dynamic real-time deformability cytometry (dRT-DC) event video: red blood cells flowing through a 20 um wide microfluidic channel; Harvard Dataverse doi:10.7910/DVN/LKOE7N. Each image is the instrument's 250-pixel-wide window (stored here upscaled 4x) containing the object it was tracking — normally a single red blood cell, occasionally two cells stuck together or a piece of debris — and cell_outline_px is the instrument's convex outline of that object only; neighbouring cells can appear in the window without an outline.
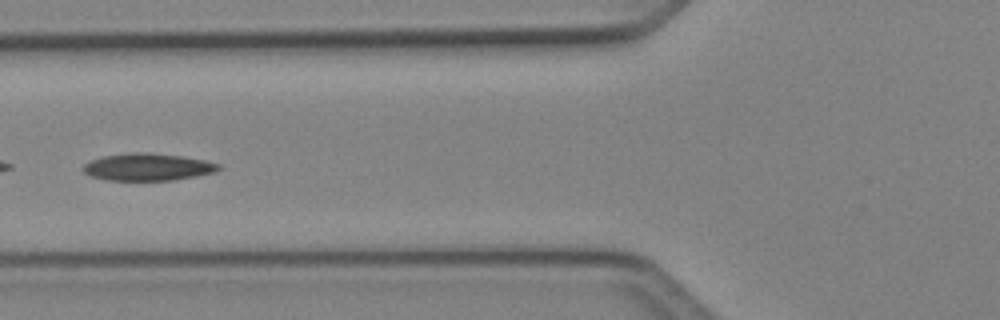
{"species": "Egyptian fruit bat (a non-hibernating species)", "species_latin": "Rousettus aegyptiacus", "temperature_condition": "cold", "stored_images_in_passage": 5, "camera_frame_rate_fps": 3000, "um_per_image_px": 0.085, "animal": {"sex": "female"}, "frame": {"image": 1, "passage_image": 5, "time_ms": 1.333, "image_size_px": [1000, 320], "cell_outline_px": [[224, 168], [216, 172], [196, 176], [172, 180], [108, 180], [92, 176], [84, 172], [80, 168], [84, 164], [92, 160], [104, 156], [132, 152], [144, 152], [184, 156], [204, 160], [220, 164]], "centroid_in_image_um": [12.6, 14.19], "position_along_channel_um": 113.2, "area_um2": 21.56}}